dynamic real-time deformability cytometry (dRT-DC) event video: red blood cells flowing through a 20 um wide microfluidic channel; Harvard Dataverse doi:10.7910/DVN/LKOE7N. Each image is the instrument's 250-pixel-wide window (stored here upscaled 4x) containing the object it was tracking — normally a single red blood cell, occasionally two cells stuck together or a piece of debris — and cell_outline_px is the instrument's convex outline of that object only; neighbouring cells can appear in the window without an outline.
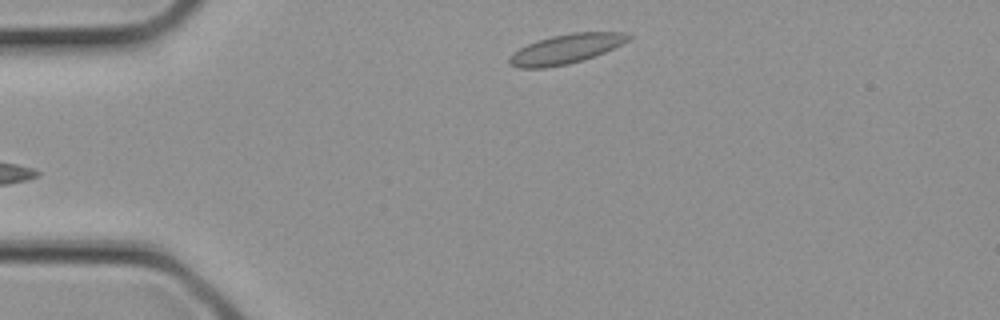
{"species": "common noctule bat (a hibernating species)", "species_latin": "Nyctalus noctula", "temperature_condition": "cold", "stored_images_in_passage": 4, "camera_frame_rate_fps": 3000, "um_per_image_px": 0.085, "animal": {"sex": "female", "body_mass_g": 21.9}, "frame": {"image": 1, "passage_image": 4, "time_ms": 1.0, "image_size_px": [1000, 320], "cell_outline_px": [[632, 36], [628, 40], [596, 56], [584, 60], [568, 64], [544, 68], [520, 68], [508, 64], [508, 56], [512, 52], [528, 44], [552, 36], [572, 32], [628, 32]], "centroid_in_image_um": [48.08, 4.17], "position_along_channel_um": 36.9, "area_um2": 20.46}}